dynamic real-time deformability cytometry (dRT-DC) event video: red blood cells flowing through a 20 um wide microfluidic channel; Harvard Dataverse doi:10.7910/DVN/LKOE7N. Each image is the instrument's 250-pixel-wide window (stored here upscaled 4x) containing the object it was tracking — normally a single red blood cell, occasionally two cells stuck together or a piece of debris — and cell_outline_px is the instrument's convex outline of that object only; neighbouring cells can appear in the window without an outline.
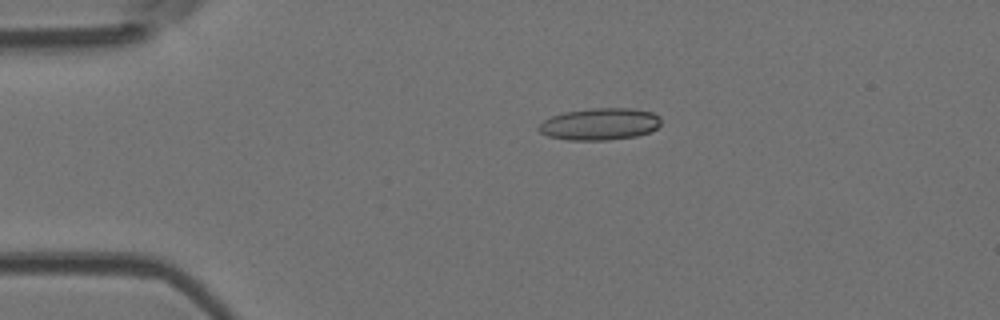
{"species": "Egyptian fruit bat (a non-hibernating species)", "species_latin": "Rousettus aegyptiacus", "temperature_condition": "room temperature", "stored_images_in_passage": 4, "camera_frame_rate_fps": 3000, "um_per_image_px": 0.085, "animal": {"sex": "female"}, "frame": {"image": 1, "passage_image": 3, "time_ms": 3.0, "image_size_px": [1000, 320], "cell_outline_px": [[660, 124], [656, 128], [648, 132], [636, 136], [604, 140], [568, 140], [548, 136], [540, 132], [536, 128], [544, 120], [552, 116], [564, 112], [592, 108], [632, 108], [652, 112], [660, 116]], "centroid_in_image_um": [50.97, 10.54], "position_along_channel_um": 34.0, "area_um2": 22.72}}